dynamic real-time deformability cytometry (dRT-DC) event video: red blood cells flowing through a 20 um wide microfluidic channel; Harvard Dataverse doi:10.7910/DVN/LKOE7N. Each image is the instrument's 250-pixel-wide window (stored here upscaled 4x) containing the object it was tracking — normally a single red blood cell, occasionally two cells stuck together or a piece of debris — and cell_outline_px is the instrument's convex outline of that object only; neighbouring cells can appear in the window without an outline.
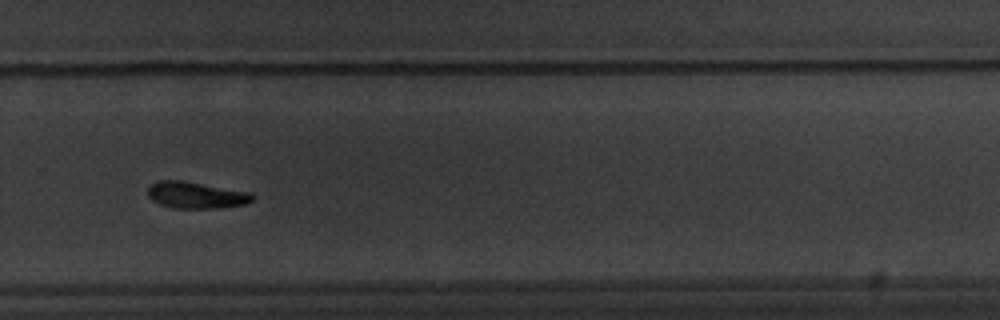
{"species": "common noctule bat (a hibernating species)", "species_latin": "Nyctalus noctula", "temperature_condition": "warm", "stored_images_in_passage": 31, "camera_frame_rate_fps": 3000, "um_per_image_px": 0.085, "animal": {"sex": "male", "body_mass_g": 20.1, "forearm_length_mm": 53.5}, "frame": {"image": 1, "passage_image": 22, "time_ms": 7.0, "image_size_px": [1000, 320], "cell_outline_px": [[256, 196], [248, 204], [220, 208], [172, 208], [160, 204], [152, 200], [148, 196], [148, 188], [156, 180], [180, 180], [252, 192]], "centroid_in_image_um": [16.7, 16.59], "position_along_channel_um": 313.1, "area_um2": 16.42}, "authors_computed_cell_mechanics": {"area_um2": 16.5886, "velocity_mm_per_s": 3.7934, "shape_relaxation_time_tau1_ms": 1.7942, "shape_relaxation_time_tau2_ms": null, "deformation_change_tau1": 0.1149, "deformation_change_tau2": null}}